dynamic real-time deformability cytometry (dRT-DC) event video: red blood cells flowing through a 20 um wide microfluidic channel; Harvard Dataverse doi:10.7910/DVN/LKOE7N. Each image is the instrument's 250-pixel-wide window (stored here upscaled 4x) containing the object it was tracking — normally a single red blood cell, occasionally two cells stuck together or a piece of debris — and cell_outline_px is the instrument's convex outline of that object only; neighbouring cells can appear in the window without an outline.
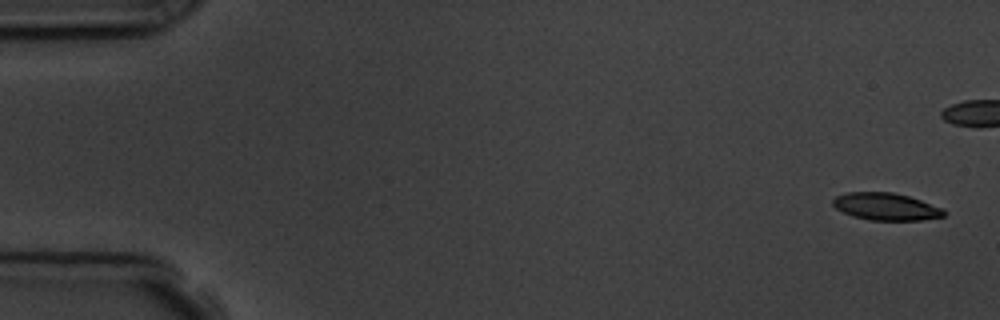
{"species": "common noctule bat (a hibernating species)", "species_latin": "Nyctalus noctula", "temperature_condition": "room temperature", "stored_images_in_passage": 7, "camera_frame_rate_fps": 3000, "um_per_image_px": 0.085, "animal": {"sex": "male", "body_mass_g": 19.5, "forearm_length_mm": 54.6}, "frame": {"image": 1, "passage_image": 1, "time_ms": 0.0, "image_size_px": [1000, 320], "cell_outline_px": [[948, 212], [944, 216], [920, 220], [868, 220], [852, 216], [836, 208], [832, 204], [832, 200], [836, 196], [848, 192], [892, 192], [908, 196], [944, 208]], "centroid_in_image_um": [75.32, 17.56], "position_along_channel_um": 9.7, "area_um2": 17.69}}
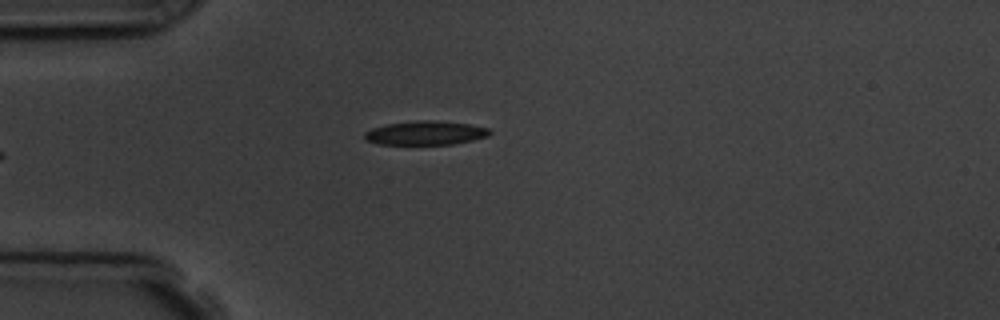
{"frame": {"image": 2, "passage_image": 5, "time_ms": 5.667, "image_size_px": [1000, 320], "cell_outline_px": [[492, 132], [488, 136], [472, 140], [452, 144], [376, 144], [364, 140], [364, 132], [372, 128], [388, 124], [416, 120], [432, 120], [472, 124], [488, 128]], "centroid_in_image_um": [36.16, 11.3], "position_along_channel_um": 48.8, "area_um2": 17.51}}